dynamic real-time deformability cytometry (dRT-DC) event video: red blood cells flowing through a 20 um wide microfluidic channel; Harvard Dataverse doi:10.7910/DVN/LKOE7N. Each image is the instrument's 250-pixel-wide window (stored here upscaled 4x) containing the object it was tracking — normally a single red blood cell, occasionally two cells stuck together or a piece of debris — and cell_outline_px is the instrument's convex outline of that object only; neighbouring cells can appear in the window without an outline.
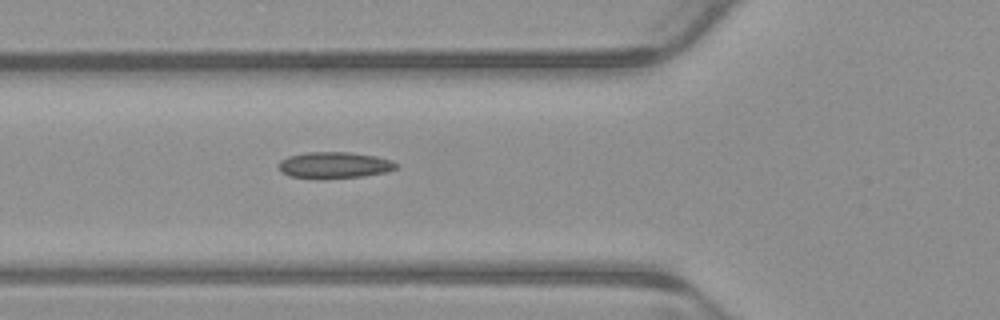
{"species": "common noctule bat (a hibernating species)", "species_latin": "Nyctalus noctula", "temperature_condition": "warm", "stored_images_in_passage": 6, "camera_frame_rate_fps": 3000, "um_per_image_px": 0.085, "animal": {"sex": "male", "body_mass_g": 23.1, "forearm_length_mm": 52.7}, "frame": {"image": 1, "passage_image": 6, "time_ms": 1.667, "image_size_px": [1000, 320], "cell_outline_px": [[400, 164], [396, 168], [388, 172], [364, 176], [324, 180], [320, 180], [288, 176], [280, 172], [276, 164], [280, 160], [288, 156], [308, 152], [348, 152], [376, 156]], "centroid_in_image_um": [28.36, 14.06], "position_along_channel_um": 97.4, "area_um2": 18.61}}